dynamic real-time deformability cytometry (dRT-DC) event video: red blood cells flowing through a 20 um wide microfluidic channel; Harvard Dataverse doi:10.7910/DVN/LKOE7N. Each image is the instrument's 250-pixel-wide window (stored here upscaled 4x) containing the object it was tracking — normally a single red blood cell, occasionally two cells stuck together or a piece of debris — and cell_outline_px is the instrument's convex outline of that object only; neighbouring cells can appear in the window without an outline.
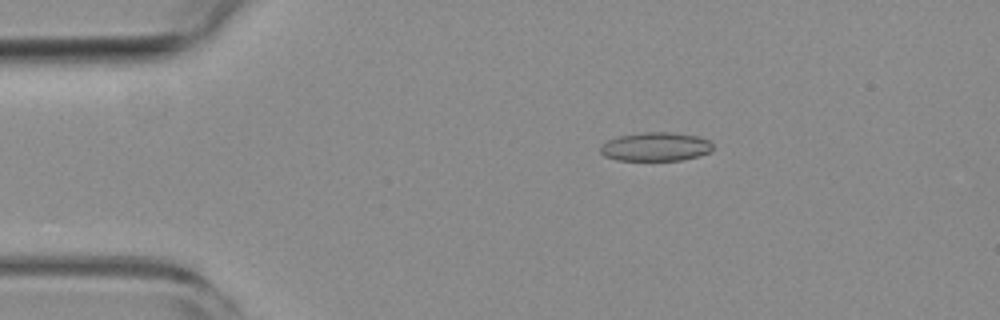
{"species": "common noctule bat (a hibernating species)", "species_latin": "Nyctalus noctula", "temperature_condition": "room temperature", "stored_images_in_passage": 45, "camera_frame_rate_fps": 3000, "um_per_image_px": 0.085, "animal": {"sex": "female", "body_mass_g": 19.3, "forearm_length_mm": 54.1}, "frame": {"image": 1, "passage_image": 1, "time_ms": 0.0, "image_size_px": [1000, 320], "cell_outline_px": [[712, 152], [700, 156], [680, 160], [616, 160], [604, 156], [600, 152], [600, 148], [608, 140], [620, 136], [644, 132], [668, 132], [696, 136], [708, 140], [712, 144]], "centroid_in_image_um": [55.74, 12.48], "position_along_channel_um": 29.3, "area_um2": 18.73}}
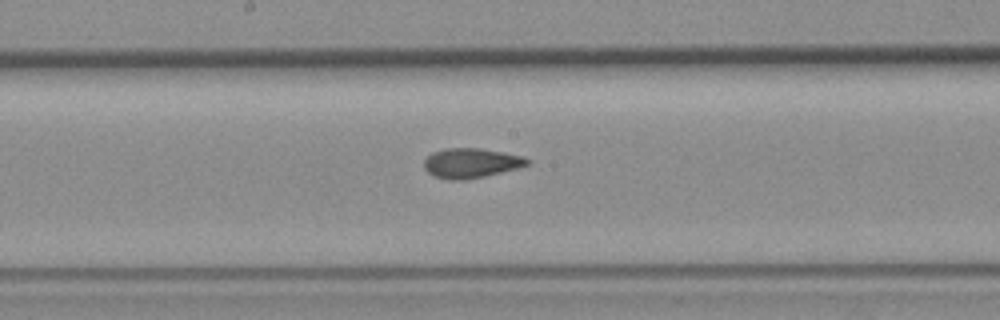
{"frame": {"image": 2, "passage_image": 19, "time_ms": 6.0, "image_size_px": [1000, 320], "cell_outline_px": [[532, 160], [528, 164], [516, 168], [484, 176], [464, 180], [448, 180], [436, 176], [428, 172], [424, 168], [424, 160], [432, 152], [448, 148], [476, 148], [524, 156]], "centroid_in_image_um": [40.02, 13.86], "position_along_channel_um": 208.2, "area_um2": 17.63}}
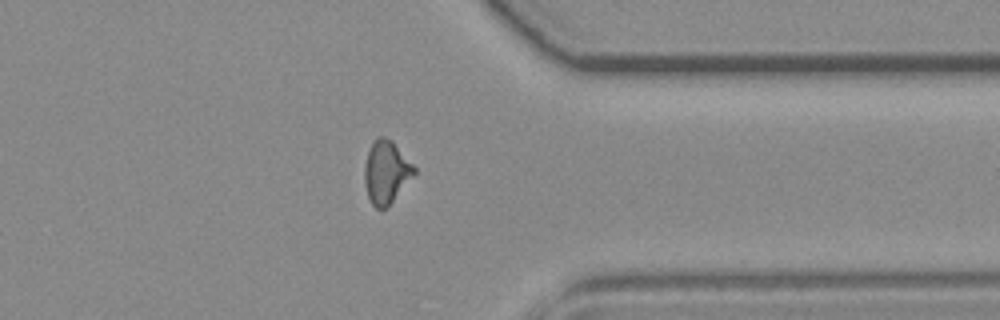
{"frame": {"image": 3, "passage_image": 33, "time_ms": 10.667, "image_size_px": [1000, 320], "cell_outline_px": [[416, 172], [388, 208], [376, 208], [372, 204], [368, 196], [364, 184], [364, 168], [368, 152], [372, 140], [376, 136], [384, 136], [392, 140], [416, 168]], "centroid_in_image_um": [32.82, 14.62], "position_along_channel_um": 378.6, "area_um2": 18.32}, "authors_computed_cell_mechanics": {"area_um2": 17.629, "velocity_mm_per_s": 3.8345, "shape_relaxation_time_tau1_ms": 8.7063, "shape_relaxation_time_tau2_ms": 1.5598, "deformation_change_tau1": 0.2185, "deformation_change_tau2": 0.0897}}